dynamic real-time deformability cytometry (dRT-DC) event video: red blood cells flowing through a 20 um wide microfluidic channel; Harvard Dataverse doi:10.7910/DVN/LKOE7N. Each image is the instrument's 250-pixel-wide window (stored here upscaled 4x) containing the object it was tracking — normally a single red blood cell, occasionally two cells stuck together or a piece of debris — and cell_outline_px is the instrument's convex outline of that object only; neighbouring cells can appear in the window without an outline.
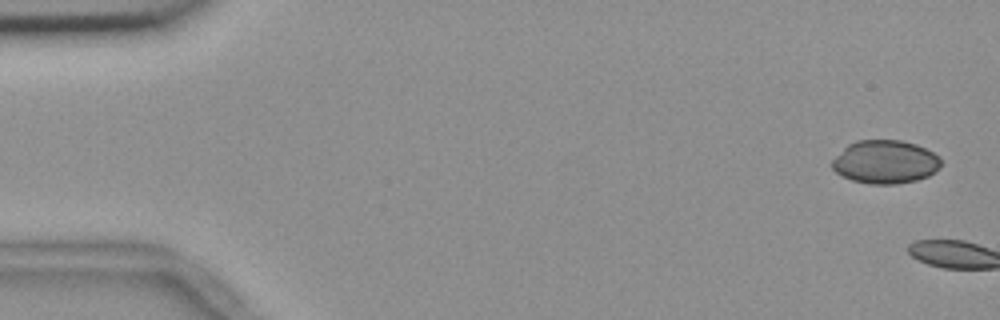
{"species": "common noctule bat (a hibernating species)", "species_latin": "Nyctalus noctula", "temperature_condition": "room temperature", "stored_images_in_passage": 3, "camera_frame_rate_fps": 3000, "um_per_image_px": 0.085, "animal": {"sex": "female", "body_mass_g": 18.4}, "frame": {"image": 1, "passage_image": 1, "time_ms": 0.0, "image_size_px": [1000, 320], "cell_outline_px": [[940, 164], [928, 176], [916, 180], [896, 184], [868, 184], [852, 180], [840, 176], [832, 168], [832, 160], [848, 144], [856, 140], [900, 140], [916, 144], [940, 156]], "centroid_in_image_um": [75.2, 13.76], "position_along_channel_um": 9.8, "area_um2": 27.4}}